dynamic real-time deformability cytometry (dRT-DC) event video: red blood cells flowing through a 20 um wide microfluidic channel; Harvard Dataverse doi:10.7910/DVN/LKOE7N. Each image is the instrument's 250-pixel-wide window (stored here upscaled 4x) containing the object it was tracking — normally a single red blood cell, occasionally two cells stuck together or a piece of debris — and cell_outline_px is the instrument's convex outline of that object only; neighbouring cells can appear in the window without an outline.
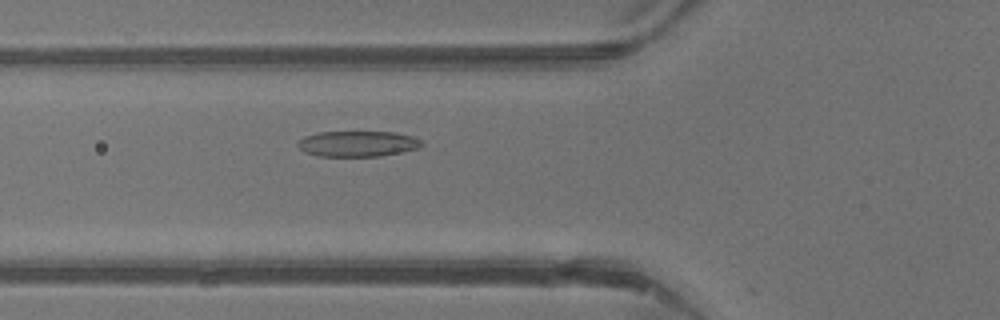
{"species": "common noctule bat (a hibernating species)", "species_latin": "Nyctalus noctula", "temperature_condition": "warm", "stored_images_in_passage": 16, "camera_frame_rate_fps": 3000, "um_per_image_px": 0.085, "animal": {"sex": "male", "body_mass_g": 13.3}, "frame": {"image": 1, "passage_image": 14, "time_ms": 4.333, "image_size_px": [1000, 320], "cell_outline_px": [[424, 144], [420, 148], [380, 156], [320, 156], [304, 152], [296, 144], [304, 136], [320, 132], [396, 132], [412, 136], [420, 140]], "centroid_in_image_um": [30.41, 12.22], "position_along_channel_um": 95.4, "area_um2": 18.5}}